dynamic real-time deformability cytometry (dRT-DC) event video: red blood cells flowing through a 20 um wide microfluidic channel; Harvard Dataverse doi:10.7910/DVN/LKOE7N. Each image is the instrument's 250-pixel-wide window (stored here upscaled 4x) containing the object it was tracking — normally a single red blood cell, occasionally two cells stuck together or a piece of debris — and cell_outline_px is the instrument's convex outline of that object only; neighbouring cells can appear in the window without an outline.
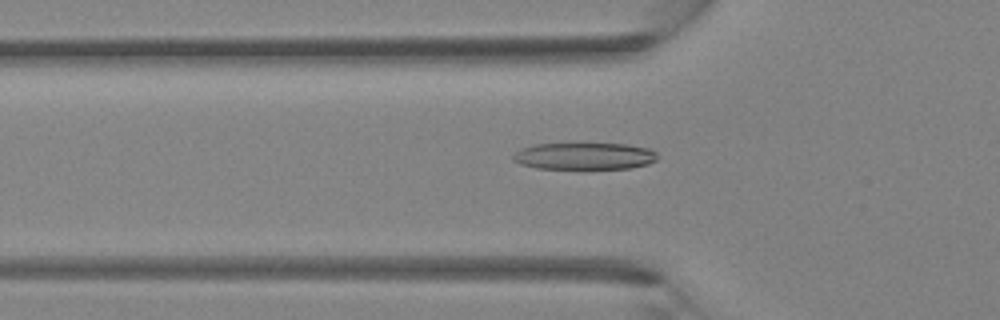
{"species": "Egyptian fruit bat (a non-hibernating species)", "species_latin": "Rousettus aegyptiacus", "temperature_condition": "room temperature", "stored_images_in_passage": 41, "camera_frame_rate_fps": 3000, "um_per_image_px": 0.085, "animal": {"sex": "female"}, "frame": {"image": 1, "passage_image": 14, "time_ms": 4.333, "image_size_px": [1000, 320], "cell_outline_px": [[656, 160], [648, 164], [632, 168], [536, 168], [520, 164], [512, 160], [512, 156], [520, 148], [532, 144], [576, 140], [628, 144], [652, 148], [656, 152]], "centroid_in_image_um": [49.65, 13.19], "position_along_channel_um": 76.2, "area_um2": 24.04}}
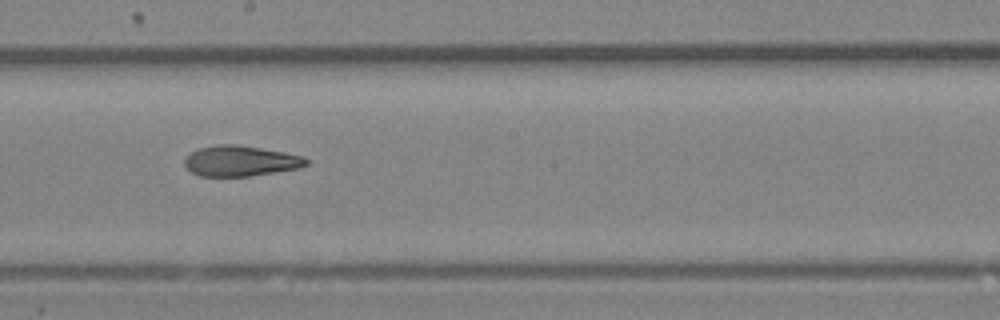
{"frame": {"image": 2, "passage_image": 23, "time_ms": 7.333, "image_size_px": [1000, 320], "cell_outline_px": [[308, 164], [300, 168], [252, 176], [200, 176], [192, 172], [184, 164], [184, 160], [192, 152], [200, 148], [220, 144], [236, 144], [284, 152], [304, 156], [308, 160]], "centroid_in_image_um": [20.48, 13.68], "position_along_channel_um": 227.7, "area_um2": 21.56}}
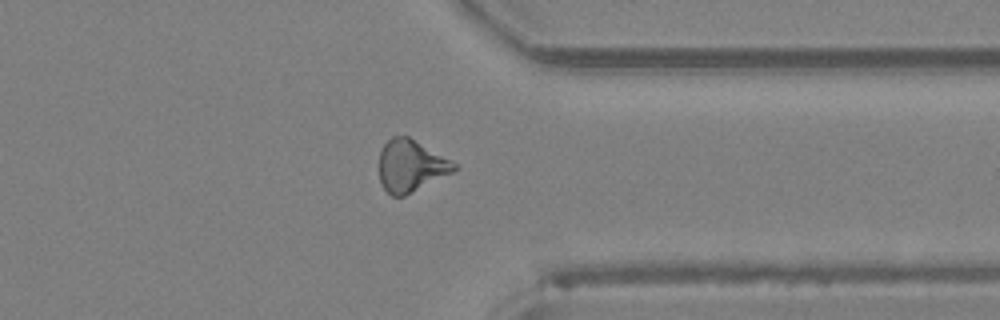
{"frame": {"image": 3, "passage_image": 32, "time_ms": 10.333, "image_size_px": [1000, 320], "cell_outline_px": [[460, 168], [404, 196], [392, 196], [384, 188], [380, 180], [380, 152], [384, 144], [392, 136], [408, 136], [452, 160]], "centroid_in_image_um": [34.93, 14.08], "position_along_channel_um": 376.5, "area_um2": 22.43}}